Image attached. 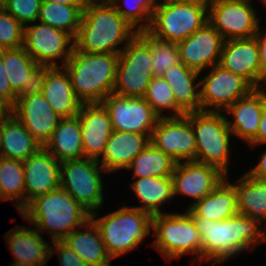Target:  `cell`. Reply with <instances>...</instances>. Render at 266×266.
<instances>
[{"mask_svg": "<svg viewBox=\"0 0 266 266\" xmlns=\"http://www.w3.org/2000/svg\"><path fill=\"white\" fill-rule=\"evenodd\" d=\"M202 240V263L224 264L266 242V225L259 219L237 214L221 221L192 216Z\"/></svg>", "mask_w": 266, "mask_h": 266, "instance_id": "cell-1", "label": "cell"}, {"mask_svg": "<svg viewBox=\"0 0 266 266\" xmlns=\"http://www.w3.org/2000/svg\"><path fill=\"white\" fill-rule=\"evenodd\" d=\"M137 33L112 4L87 3L74 43L86 53L119 55Z\"/></svg>", "mask_w": 266, "mask_h": 266, "instance_id": "cell-2", "label": "cell"}, {"mask_svg": "<svg viewBox=\"0 0 266 266\" xmlns=\"http://www.w3.org/2000/svg\"><path fill=\"white\" fill-rule=\"evenodd\" d=\"M20 215L52 241L62 240L90 219V213L61 187L36 197Z\"/></svg>", "mask_w": 266, "mask_h": 266, "instance_id": "cell-3", "label": "cell"}, {"mask_svg": "<svg viewBox=\"0 0 266 266\" xmlns=\"http://www.w3.org/2000/svg\"><path fill=\"white\" fill-rule=\"evenodd\" d=\"M119 55L111 53L73 52L63 66L70 75L72 87L82 104L102 103L113 93Z\"/></svg>", "mask_w": 266, "mask_h": 266, "instance_id": "cell-4", "label": "cell"}, {"mask_svg": "<svg viewBox=\"0 0 266 266\" xmlns=\"http://www.w3.org/2000/svg\"><path fill=\"white\" fill-rule=\"evenodd\" d=\"M98 213H91L90 220L96 225L112 260L134 251L151 236L152 215L146 211L124 205L104 216Z\"/></svg>", "mask_w": 266, "mask_h": 266, "instance_id": "cell-5", "label": "cell"}, {"mask_svg": "<svg viewBox=\"0 0 266 266\" xmlns=\"http://www.w3.org/2000/svg\"><path fill=\"white\" fill-rule=\"evenodd\" d=\"M184 212H165L152 215V247L167 262L180 260L192 254L193 264H202V240L191 214Z\"/></svg>", "mask_w": 266, "mask_h": 266, "instance_id": "cell-6", "label": "cell"}, {"mask_svg": "<svg viewBox=\"0 0 266 266\" xmlns=\"http://www.w3.org/2000/svg\"><path fill=\"white\" fill-rule=\"evenodd\" d=\"M191 123L196 140V161L230 175L231 139L223 112L196 111L184 115Z\"/></svg>", "mask_w": 266, "mask_h": 266, "instance_id": "cell-7", "label": "cell"}, {"mask_svg": "<svg viewBox=\"0 0 266 266\" xmlns=\"http://www.w3.org/2000/svg\"><path fill=\"white\" fill-rule=\"evenodd\" d=\"M207 22L208 5L159 0L146 31L157 39L178 43Z\"/></svg>", "mask_w": 266, "mask_h": 266, "instance_id": "cell-8", "label": "cell"}, {"mask_svg": "<svg viewBox=\"0 0 266 266\" xmlns=\"http://www.w3.org/2000/svg\"><path fill=\"white\" fill-rule=\"evenodd\" d=\"M105 174L108 173L97 160H65L60 162V187L91 214L104 206Z\"/></svg>", "mask_w": 266, "mask_h": 266, "instance_id": "cell-9", "label": "cell"}, {"mask_svg": "<svg viewBox=\"0 0 266 266\" xmlns=\"http://www.w3.org/2000/svg\"><path fill=\"white\" fill-rule=\"evenodd\" d=\"M153 77L149 45L137 34L119 54L113 93L143 98Z\"/></svg>", "mask_w": 266, "mask_h": 266, "instance_id": "cell-10", "label": "cell"}, {"mask_svg": "<svg viewBox=\"0 0 266 266\" xmlns=\"http://www.w3.org/2000/svg\"><path fill=\"white\" fill-rule=\"evenodd\" d=\"M253 0H213L208 5V22L224 40L255 37L261 16ZM255 7V8H254Z\"/></svg>", "mask_w": 266, "mask_h": 266, "instance_id": "cell-11", "label": "cell"}, {"mask_svg": "<svg viewBox=\"0 0 266 266\" xmlns=\"http://www.w3.org/2000/svg\"><path fill=\"white\" fill-rule=\"evenodd\" d=\"M37 23L24 27L23 47L37 64L63 67L75 47L74 38L49 25Z\"/></svg>", "mask_w": 266, "mask_h": 266, "instance_id": "cell-12", "label": "cell"}, {"mask_svg": "<svg viewBox=\"0 0 266 266\" xmlns=\"http://www.w3.org/2000/svg\"><path fill=\"white\" fill-rule=\"evenodd\" d=\"M205 71L200 72L202 111L224 112L237 99L254 89L245 78L225 70L219 64Z\"/></svg>", "mask_w": 266, "mask_h": 266, "instance_id": "cell-13", "label": "cell"}, {"mask_svg": "<svg viewBox=\"0 0 266 266\" xmlns=\"http://www.w3.org/2000/svg\"><path fill=\"white\" fill-rule=\"evenodd\" d=\"M115 131L152 134L160 118L142 97H124L111 93L103 101Z\"/></svg>", "mask_w": 266, "mask_h": 266, "instance_id": "cell-14", "label": "cell"}, {"mask_svg": "<svg viewBox=\"0 0 266 266\" xmlns=\"http://www.w3.org/2000/svg\"><path fill=\"white\" fill-rule=\"evenodd\" d=\"M150 142L176 162L196 161V140L185 116L159 118Z\"/></svg>", "mask_w": 266, "mask_h": 266, "instance_id": "cell-15", "label": "cell"}, {"mask_svg": "<svg viewBox=\"0 0 266 266\" xmlns=\"http://www.w3.org/2000/svg\"><path fill=\"white\" fill-rule=\"evenodd\" d=\"M173 196L190 197L192 202L211 193L226 177L218 168L197 161L177 162L172 173Z\"/></svg>", "mask_w": 266, "mask_h": 266, "instance_id": "cell-16", "label": "cell"}, {"mask_svg": "<svg viewBox=\"0 0 266 266\" xmlns=\"http://www.w3.org/2000/svg\"><path fill=\"white\" fill-rule=\"evenodd\" d=\"M224 41L222 35L207 22L188 38L177 43L180 60L199 73L208 70L220 63Z\"/></svg>", "mask_w": 266, "mask_h": 266, "instance_id": "cell-17", "label": "cell"}, {"mask_svg": "<svg viewBox=\"0 0 266 266\" xmlns=\"http://www.w3.org/2000/svg\"><path fill=\"white\" fill-rule=\"evenodd\" d=\"M13 115L42 146L50 139L62 118L42 93L16 98Z\"/></svg>", "mask_w": 266, "mask_h": 266, "instance_id": "cell-18", "label": "cell"}, {"mask_svg": "<svg viewBox=\"0 0 266 266\" xmlns=\"http://www.w3.org/2000/svg\"><path fill=\"white\" fill-rule=\"evenodd\" d=\"M265 104L266 97L259 87L237 99L223 112L234 139L237 137L248 145L257 136Z\"/></svg>", "mask_w": 266, "mask_h": 266, "instance_id": "cell-19", "label": "cell"}, {"mask_svg": "<svg viewBox=\"0 0 266 266\" xmlns=\"http://www.w3.org/2000/svg\"><path fill=\"white\" fill-rule=\"evenodd\" d=\"M220 66L245 78L254 88L261 86L259 45L255 37L225 40Z\"/></svg>", "mask_w": 266, "mask_h": 266, "instance_id": "cell-20", "label": "cell"}, {"mask_svg": "<svg viewBox=\"0 0 266 266\" xmlns=\"http://www.w3.org/2000/svg\"><path fill=\"white\" fill-rule=\"evenodd\" d=\"M23 163L25 207L36 197L60 188V162L44 147Z\"/></svg>", "mask_w": 266, "mask_h": 266, "instance_id": "cell-21", "label": "cell"}, {"mask_svg": "<svg viewBox=\"0 0 266 266\" xmlns=\"http://www.w3.org/2000/svg\"><path fill=\"white\" fill-rule=\"evenodd\" d=\"M80 118L84 157L99 160L113 132L107 109L102 103L82 104Z\"/></svg>", "mask_w": 266, "mask_h": 266, "instance_id": "cell-22", "label": "cell"}, {"mask_svg": "<svg viewBox=\"0 0 266 266\" xmlns=\"http://www.w3.org/2000/svg\"><path fill=\"white\" fill-rule=\"evenodd\" d=\"M33 227V228H31ZM17 224L4 234L6 245L14 258L29 266H46L51 245L34 226Z\"/></svg>", "mask_w": 266, "mask_h": 266, "instance_id": "cell-23", "label": "cell"}, {"mask_svg": "<svg viewBox=\"0 0 266 266\" xmlns=\"http://www.w3.org/2000/svg\"><path fill=\"white\" fill-rule=\"evenodd\" d=\"M151 134L113 130L98 162L107 173L125 170L129 163L150 144Z\"/></svg>", "mask_w": 266, "mask_h": 266, "instance_id": "cell-24", "label": "cell"}, {"mask_svg": "<svg viewBox=\"0 0 266 266\" xmlns=\"http://www.w3.org/2000/svg\"><path fill=\"white\" fill-rule=\"evenodd\" d=\"M229 176L227 175L211 193L184 209L191 216L211 221H221L237 215L236 191Z\"/></svg>", "mask_w": 266, "mask_h": 266, "instance_id": "cell-25", "label": "cell"}, {"mask_svg": "<svg viewBox=\"0 0 266 266\" xmlns=\"http://www.w3.org/2000/svg\"><path fill=\"white\" fill-rule=\"evenodd\" d=\"M42 94L62 118L74 117L82 103L77 99L69 73L64 67H50Z\"/></svg>", "mask_w": 266, "mask_h": 266, "instance_id": "cell-26", "label": "cell"}, {"mask_svg": "<svg viewBox=\"0 0 266 266\" xmlns=\"http://www.w3.org/2000/svg\"><path fill=\"white\" fill-rule=\"evenodd\" d=\"M162 77L170 85L176 105L185 114L201 111L199 72L181 62L166 70Z\"/></svg>", "mask_w": 266, "mask_h": 266, "instance_id": "cell-27", "label": "cell"}, {"mask_svg": "<svg viewBox=\"0 0 266 266\" xmlns=\"http://www.w3.org/2000/svg\"><path fill=\"white\" fill-rule=\"evenodd\" d=\"M43 147L59 162L85 158L78 115L61 118L50 139Z\"/></svg>", "mask_w": 266, "mask_h": 266, "instance_id": "cell-28", "label": "cell"}, {"mask_svg": "<svg viewBox=\"0 0 266 266\" xmlns=\"http://www.w3.org/2000/svg\"><path fill=\"white\" fill-rule=\"evenodd\" d=\"M81 228L66 235L62 241L89 266H111L112 259L96 225L89 219Z\"/></svg>", "mask_w": 266, "mask_h": 266, "instance_id": "cell-29", "label": "cell"}, {"mask_svg": "<svg viewBox=\"0 0 266 266\" xmlns=\"http://www.w3.org/2000/svg\"><path fill=\"white\" fill-rule=\"evenodd\" d=\"M129 184L141 205L131 206L151 215L165 213L162 206L174 199L171 176L133 178Z\"/></svg>", "mask_w": 266, "mask_h": 266, "instance_id": "cell-30", "label": "cell"}, {"mask_svg": "<svg viewBox=\"0 0 266 266\" xmlns=\"http://www.w3.org/2000/svg\"><path fill=\"white\" fill-rule=\"evenodd\" d=\"M238 214L257 218L266 225V179L252 176L246 171L236 182Z\"/></svg>", "mask_w": 266, "mask_h": 266, "instance_id": "cell-31", "label": "cell"}, {"mask_svg": "<svg viewBox=\"0 0 266 266\" xmlns=\"http://www.w3.org/2000/svg\"><path fill=\"white\" fill-rule=\"evenodd\" d=\"M2 134L0 156L4 158L25 161L43 147L14 115L2 122Z\"/></svg>", "mask_w": 266, "mask_h": 266, "instance_id": "cell-32", "label": "cell"}, {"mask_svg": "<svg viewBox=\"0 0 266 266\" xmlns=\"http://www.w3.org/2000/svg\"><path fill=\"white\" fill-rule=\"evenodd\" d=\"M0 196L13 202L20 213L25 208L24 163L0 156Z\"/></svg>", "mask_w": 266, "mask_h": 266, "instance_id": "cell-33", "label": "cell"}, {"mask_svg": "<svg viewBox=\"0 0 266 266\" xmlns=\"http://www.w3.org/2000/svg\"><path fill=\"white\" fill-rule=\"evenodd\" d=\"M176 161L151 142L125 168L133 173L132 178L172 176Z\"/></svg>", "mask_w": 266, "mask_h": 266, "instance_id": "cell-34", "label": "cell"}, {"mask_svg": "<svg viewBox=\"0 0 266 266\" xmlns=\"http://www.w3.org/2000/svg\"><path fill=\"white\" fill-rule=\"evenodd\" d=\"M85 7L53 2L41 3L37 22L66 32L75 39Z\"/></svg>", "mask_w": 266, "mask_h": 266, "instance_id": "cell-35", "label": "cell"}, {"mask_svg": "<svg viewBox=\"0 0 266 266\" xmlns=\"http://www.w3.org/2000/svg\"><path fill=\"white\" fill-rule=\"evenodd\" d=\"M4 72L11 89L17 94L30 73L39 65L25 48L3 49Z\"/></svg>", "mask_w": 266, "mask_h": 266, "instance_id": "cell-36", "label": "cell"}, {"mask_svg": "<svg viewBox=\"0 0 266 266\" xmlns=\"http://www.w3.org/2000/svg\"><path fill=\"white\" fill-rule=\"evenodd\" d=\"M137 34L149 45L154 77H162L166 70L181 63L177 43L157 39L147 31H139Z\"/></svg>", "mask_w": 266, "mask_h": 266, "instance_id": "cell-37", "label": "cell"}, {"mask_svg": "<svg viewBox=\"0 0 266 266\" xmlns=\"http://www.w3.org/2000/svg\"><path fill=\"white\" fill-rule=\"evenodd\" d=\"M143 98L151 105L153 111L160 118L185 115L176 105L172 89L163 77L152 78Z\"/></svg>", "mask_w": 266, "mask_h": 266, "instance_id": "cell-38", "label": "cell"}, {"mask_svg": "<svg viewBox=\"0 0 266 266\" xmlns=\"http://www.w3.org/2000/svg\"><path fill=\"white\" fill-rule=\"evenodd\" d=\"M159 0H114L117 12L138 32L150 26L153 11Z\"/></svg>", "mask_w": 266, "mask_h": 266, "instance_id": "cell-39", "label": "cell"}, {"mask_svg": "<svg viewBox=\"0 0 266 266\" xmlns=\"http://www.w3.org/2000/svg\"><path fill=\"white\" fill-rule=\"evenodd\" d=\"M24 45V26L0 7V50Z\"/></svg>", "mask_w": 266, "mask_h": 266, "instance_id": "cell-40", "label": "cell"}, {"mask_svg": "<svg viewBox=\"0 0 266 266\" xmlns=\"http://www.w3.org/2000/svg\"><path fill=\"white\" fill-rule=\"evenodd\" d=\"M40 0H5L2 7L24 27L37 21Z\"/></svg>", "mask_w": 266, "mask_h": 266, "instance_id": "cell-41", "label": "cell"}, {"mask_svg": "<svg viewBox=\"0 0 266 266\" xmlns=\"http://www.w3.org/2000/svg\"><path fill=\"white\" fill-rule=\"evenodd\" d=\"M50 67L49 65H38L27 77L22 89L16 94V98L42 93Z\"/></svg>", "mask_w": 266, "mask_h": 266, "instance_id": "cell-42", "label": "cell"}, {"mask_svg": "<svg viewBox=\"0 0 266 266\" xmlns=\"http://www.w3.org/2000/svg\"><path fill=\"white\" fill-rule=\"evenodd\" d=\"M50 257L57 252L59 266H89L62 240L51 241ZM53 244V245H52Z\"/></svg>", "mask_w": 266, "mask_h": 266, "instance_id": "cell-43", "label": "cell"}, {"mask_svg": "<svg viewBox=\"0 0 266 266\" xmlns=\"http://www.w3.org/2000/svg\"><path fill=\"white\" fill-rule=\"evenodd\" d=\"M0 95L7 98L13 105L16 102V93L11 89L10 83L4 72L3 50H0Z\"/></svg>", "mask_w": 266, "mask_h": 266, "instance_id": "cell-44", "label": "cell"}, {"mask_svg": "<svg viewBox=\"0 0 266 266\" xmlns=\"http://www.w3.org/2000/svg\"><path fill=\"white\" fill-rule=\"evenodd\" d=\"M262 24L260 22L256 38L259 45V58H260V67H261V83L266 77V29L260 27ZM266 27V26H265ZM262 29V30H261Z\"/></svg>", "mask_w": 266, "mask_h": 266, "instance_id": "cell-45", "label": "cell"}, {"mask_svg": "<svg viewBox=\"0 0 266 266\" xmlns=\"http://www.w3.org/2000/svg\"><path fill=\"white\" fill-rule=\"evenodd\" d=\"M266 144V104L264 105L257 136L248 144L251 150L259 146L263 147Z\"/></svg>", "mask_w": 266, "mask_h": 266, "instance_id": "cell-46", "label": "cell"}, {"mask_svg": "<svg viewBox=\"0 0 266 266\" xmlns=\"http://www.w3.org/2000/svg\"><path fill=\"white\" fill-rule=\"evenodd\" d=\"M262 155L259 156V160L254 167L249 168L248 172L255 177L266 179V150L261 152Z\"/></svg>", "mask_w": 266, "mask_h": 266, "instance_id": "cell-47", "label": "cell"}, {"mask_svg": "<svg viewBox=\"0 0 266 266\" xmlns=\"http://www.w3.org/2000/svg\"><path fill=\"white\" fill-rule=\"evenodd\" d=\"M13 104L0 95V122L10 119L13 116Z\"/></svg>", "mask_w": 266, "mask_h": 266, "instance_id": "cell-48", "label": "cell"}, {"mask_svg": "<svg viewBox=\"0 0 266 266\" xmlns=\"http://www.w3.org/2000/svg\"><path fill=\"white\" fill-rule=\"evenodd\" d=\"M41 3L53 2V3H62L69 6H86V0H40Z\"/></svg>", "mask_w": 266, "mask_h": 266, "instance_id": "cell-49", "label": "cell"}, {"mask_svg": "<svg viewBox=\"0 0 266 266\" xmlns=\"http://www.w3.org/2000/svg\"><path fill=\"white\" fill-rule=\"evenodd\" d=\"M164 1L199 3V4L209 5L213 0H164Z\"/></svg>", "mask_w": 266, "mask_h": 266, "instance_id": "cell-50", "label": "cell"}, {"mask_svg": "<svg viewBox=\"0 0 266 266\" xmlns=\"http://www.w3.org/2000/svg\"><path fill=\"white\" fill-rule=\"evenodd\" d=\"M114 0H86L87 3H108L112 4Z\"/></svg>", "mask_w": 266, "mask_h": 266, "instance_id": "cell-51", "label": "cell"}, {"mask_svg": "<svg viewBox=\"0 0 266 266\" xmlns=\"http://www.w3.org/2000/svg\"><path fill=\"white\" fill-rule=\"evenodd\" d=\"M264 85V86H263ZM263 87V88H262ZM260 89L263 91L265 97H266V77L263 79Z\"/></svg>", "mask_w": 266, "mask_h": 266, "instance_id": "cell-52", "label": "cell"}, {"mask_svg": "<svg viewBox=\"0 0 266 266\" xmlns=\"http://www.w3.org/2000/svg\"><path fill=\"white\" fill-rule=\"evenodd\" d=\"M10 266H29L21 262H11Z\"/></svg>", "mask_w": 266, "mask_h": 266, "instance_id": "cell-53", "label": "cell"}, {"mask_svg": "<svg viewBox=\"0 0 266 266\" xmlns=\"http://www.w3.org/2000/svg\"><path fill=\"white\" fill-rule=\"evenodd\" d=\"M2 138H3V134H2V122H0V152H1V146H2Z\"/></svg>", "mask_w": 266, "mask_h": 266, "instance_id": "cell-54", "label": "cell"}, {"mask_svg": "<svg viewBox=\"0 0 266 266\" xmlns=\"http://www.w3.org/2000/svg\"><path fill=\"white\" fill-rule=\"evenodd\" d=\"M260 2L263 4V5H260V6H265L266 7V0H260Z\"/></svg>", "mask_w": 266, "mask_h": 266, "instance_id": "cell-55", "label": "cell"}, {"mask_svg": "<svg viewBox=\"0 0 266 266\" xmlns=\"http://www.w3.org/2000/svg\"><path fill=\"white\" fill-rule=\"evenodd\" d=\"M5 0H0V7H2Z\"/></svg>", "mask_w": 266, "mask_h": 266, "instance_id": "cell-56", "label": "cell"}]
</instances>
